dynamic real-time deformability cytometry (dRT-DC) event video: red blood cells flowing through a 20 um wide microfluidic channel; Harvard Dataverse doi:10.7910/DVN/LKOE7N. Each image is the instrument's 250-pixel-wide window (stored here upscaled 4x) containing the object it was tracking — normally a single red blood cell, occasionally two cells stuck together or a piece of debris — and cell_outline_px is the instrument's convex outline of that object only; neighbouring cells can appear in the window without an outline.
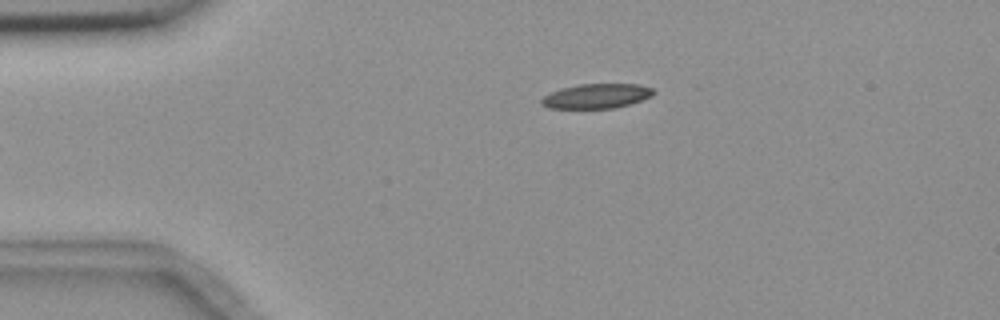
{"species": "common noctule bat (a hibernating species)", "species_latin": "Nyctalus noctula", "temperature_condition": "room temperature", "stored_images_in_passage": 5, "camera_frame_rate_fps": 3000, "um_per_image_px": 0.085, "animal": {"sex": "female", "body_mass_g": 18.4}, "frame": {"image": 1, "passage_image": 5, "time_ms": 5.0, "image_size_px": [1000, 320], "cell_outline_px": [[656, 92], [652, 96], [616, 108], [552, 108], [540, 104], [540, 100], [544, 96], [560, 88], [580, 84], [640, 84], [652, 88]], "centroid_in_image_um": [50.71, 8.16], "position_along_channel_um": 34.3, "area_um2": 16.01}}